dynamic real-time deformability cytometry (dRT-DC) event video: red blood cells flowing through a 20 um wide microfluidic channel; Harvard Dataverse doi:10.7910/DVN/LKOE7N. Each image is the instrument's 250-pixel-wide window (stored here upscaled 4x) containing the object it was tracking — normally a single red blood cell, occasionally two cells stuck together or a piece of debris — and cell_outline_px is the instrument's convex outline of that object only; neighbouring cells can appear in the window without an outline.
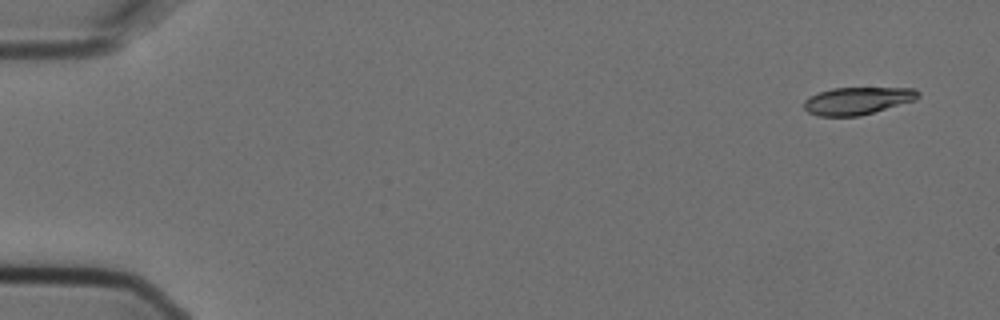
{"species": "Egyptian fruit bat (a non-hibernating species)", "species_latin": "Rousettus aegyptiacus", "temperature_condition": "cold", "stored_images_in_passage": 5, "camera_frame_rate_fps": 3000, "um_per_image_px": 0.085, "animal": {"sex": "female"}, "frame": {"image": 1, "passage_image": 1, "time_ms": 0.0, "image_size_px": [1000, 320], "cell_outline_px": [[920, 96], [916, 100], [860, 116], [820, 116], [808, 112], [804, 108], [804, 100], [808, 96], [832, 88], [916, 88], [920, 92]], "centroid_in_image_um": [72.9, 8.56], "position_along_channel_um": 12.1, "area_um2": 18.32}}
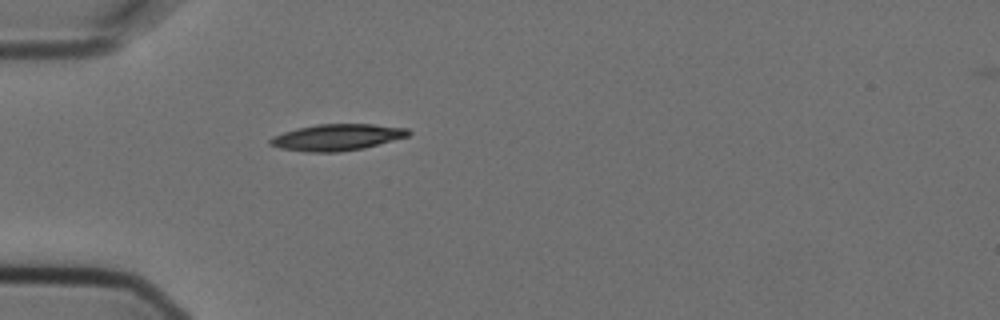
{"frame": {"image": 2, "passage_image": 4, "time_ms": 1.0, "image_size_px": [1000, 320], "cell_outline_px": [[412, 132], [408, 136], [364, 148], [340, 152], [304, 152], [280, 148], [268, 144], [268, 140], [272, 136], [296, 128], [316, 124], [372, 124], [408, 128]], "centroid_in_image_um": [28.62, 11.67], "position_along_channel_um": 56.4, "area_um2": 21.44}}